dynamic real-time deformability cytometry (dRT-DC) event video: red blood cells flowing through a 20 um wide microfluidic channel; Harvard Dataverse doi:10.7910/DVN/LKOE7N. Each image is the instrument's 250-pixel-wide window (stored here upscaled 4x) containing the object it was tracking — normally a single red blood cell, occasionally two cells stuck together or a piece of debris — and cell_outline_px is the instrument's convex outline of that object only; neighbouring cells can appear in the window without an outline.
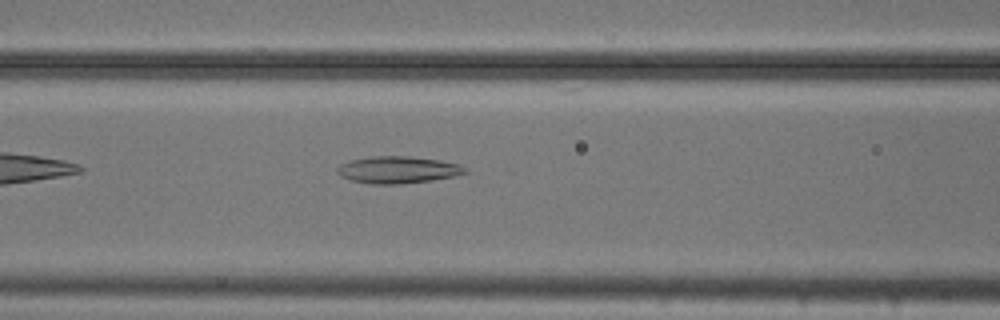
{"species": "common noctule bat (a hibernating species)", "species_latin": "Nyctalus noctula", "temperature_condition": "cold", "stored_images_in_passage": 37, "camera_frame_rate_fps": 3000, "um_per_image_px": 0.085, "animal": {"sex": "male", "body_mass_g": 20.5, "forearm_length_mm": 52.5}, "frame": {"image": 1, "passage_image": 6, "time_ms": 1.667, "image_size_px": [1000, 320], "cell_outline_px": [[468, 172], [452, 176], [432, 180], [400, 184], [372, 184], [352, 180], [340, 176], [336, 172], [336, 168], [340, 164], [348, 160], [368, 156], [408, 156], [440, 160], [460, 164]], "centroid_in_image_um": [33.76, 14.42], "position_along_channel_um": 132.8, "area_um2": 20.17}}
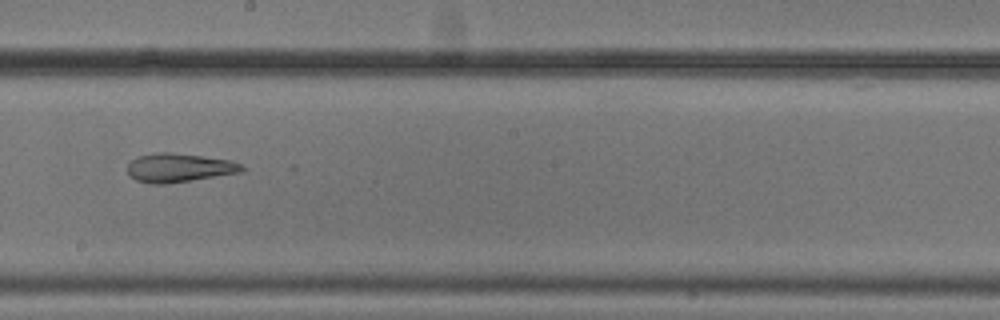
{"frame": {"image": 2, "passage_image": 14, "time_ms": 4.333, "image_size_px": [1000, 320], "cell_outline_px": [[244, 172], [164, 184], [152, 184], [136, 180], [128, 176], [128, 164], [136, 156], [156, 152], [168, 152], [204, 156], [232, 160], [240, 164], [244, 168]], "centroid_in_image_um": [15.21, 14.25], "position_along_channel_um": 233.0, "area_um2": 19.31}}
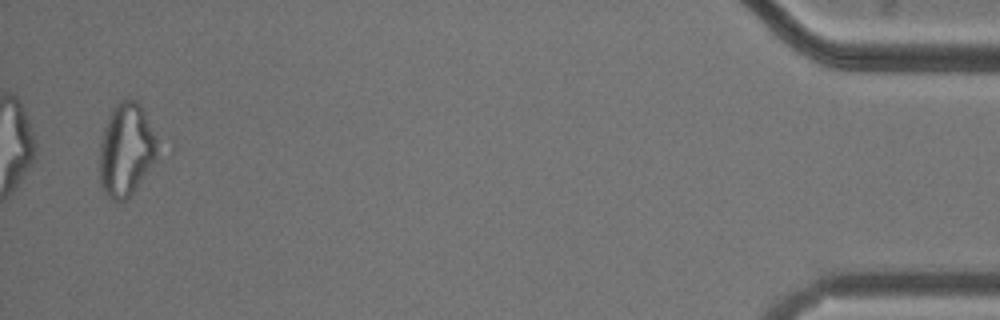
{"frame": {"image": 3, "passage_image": 36, "time_ms": 11.667, "image_size_px": [1000, 320], "cell_outline_px": [[164, 152], [128, 200], [112, 200], [104, 192], [100, 184], [100, 144], [104, 128], [112, 108], [120, 100], [128, 96], [136, 100], [140, 104]], "centroid_in_image_um": [10.79, 12.74], "position_along_channel_um": 424.4, "area_um2": 32.43}, "authors_computed_cell_mechanics": {"area_um2": 21.097, "velocity_mm_per_s": 3.7633, "shape_relaxation_time_tau1_ms": null, "shape_relaxation_time_tau2_ms": 2.5288, "deformation_change_tau1": null, "deformation_change_tau2": 0.1103}}